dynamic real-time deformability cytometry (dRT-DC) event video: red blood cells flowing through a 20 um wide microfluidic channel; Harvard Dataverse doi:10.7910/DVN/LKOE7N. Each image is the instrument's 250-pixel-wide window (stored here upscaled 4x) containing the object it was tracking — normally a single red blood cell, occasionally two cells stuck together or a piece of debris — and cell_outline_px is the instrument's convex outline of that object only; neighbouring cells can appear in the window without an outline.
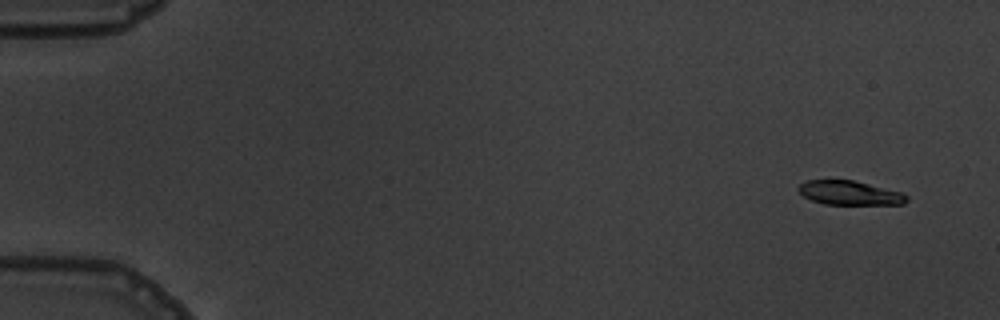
{"species": "common noctule bat (a hibernating species)", "species_latin": "Nyctalus noctula", "temperature_condition": "warm", "stored_images_in_passage": 6, "camera_frame_rate_fps": 3000, "um_per_image_px": 0.085, "animal": {"sex": "male", "body_mass_g": 19.5, "forearm_length_mm": 54.6}, "frame": {"image": 1, "passage_image": 2, "time_ms": 1.0, "image_size_px": [1000, 320], "cell_outline_px": [[908, 200], [904, 204], [824, 204], [812, 200], [804, 196], [796, 188], [800, 184], [808, 180], [852, 180], [904, 192], [908, 196]], "centroid_in_image_um": [72.25, 16.39], "position_along_channel_um": 12.7, "area_um2": 15.2}}